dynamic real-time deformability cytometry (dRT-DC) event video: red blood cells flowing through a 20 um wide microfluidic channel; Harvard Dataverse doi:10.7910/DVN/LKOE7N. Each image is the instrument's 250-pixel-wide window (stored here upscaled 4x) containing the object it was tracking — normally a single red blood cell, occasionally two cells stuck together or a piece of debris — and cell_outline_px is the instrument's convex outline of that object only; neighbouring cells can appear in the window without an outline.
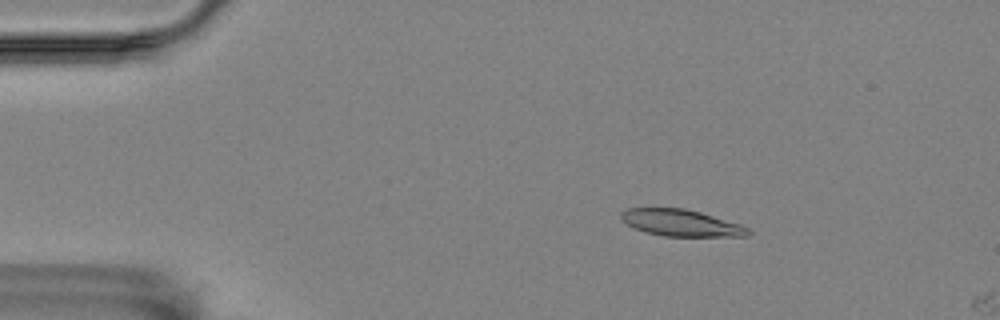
{"species": "Egyptian fruit bat (a non-hibernating species)", "species_latin": "Rousettus aegyptiacus", "temperature_condition": "room temperature", "stored_images_in_passage": 4, "camera_frame_rate_fps": 3000, "um_per_image_px": 0.085, "animal": {"sex": "female"}, "frame": {"image": 1, "passage_image": 2, "time_ms": 0.333, "image_size_px": [1000, 320], "cell_outline_px": [[752, 232], [748, 236], [664, 236], [644, 232], [620, 220], [620, 212], [628, 208], [684, 208], [700, 212], [740, 224], [748, 228]], "centroid_in_image_um": [57.87, 18.94], "position_along_channel_um": 27.1, "area_um2": 19.71}}